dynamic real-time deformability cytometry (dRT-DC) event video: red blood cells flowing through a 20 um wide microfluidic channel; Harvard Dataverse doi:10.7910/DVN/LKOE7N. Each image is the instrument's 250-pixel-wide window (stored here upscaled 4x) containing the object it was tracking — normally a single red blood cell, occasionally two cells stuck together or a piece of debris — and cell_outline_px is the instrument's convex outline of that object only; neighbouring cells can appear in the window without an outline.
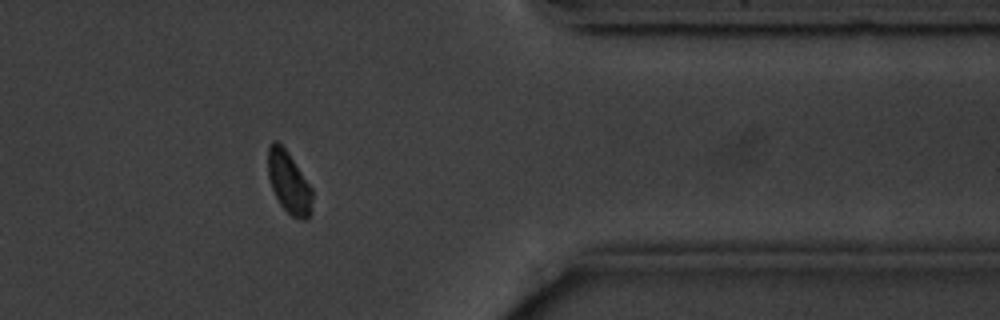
{"species": "common noctule bat (a hibernating species)", "species_latin": "Nyctalus noctula", "temperature_condition": "cold", "stored_images_in_passage": 15, "camera_frame_rate_fps": 3000, "um_per_image_px": 0.085, "animal": {"sex": "male", "body_mass_g": 20.1, "forearm_length_mm": 53.5}, "frame": {"image": 1, "passage_image": 13, "time_ms": 15.0, "image_size_px": [1000, 320], "cell_outline_px": [[312, 212], [308, 220], [300, 220], [292, 216], [280, 204], [272, 188], [268, 176], [268, 144], [272, 140], [276, 140], [288, 152], [312, 188]], "centroid_in_image_um": [24.56, 15.52], "position_along_channel_um": 386.8, "area_um2": 16.07}}
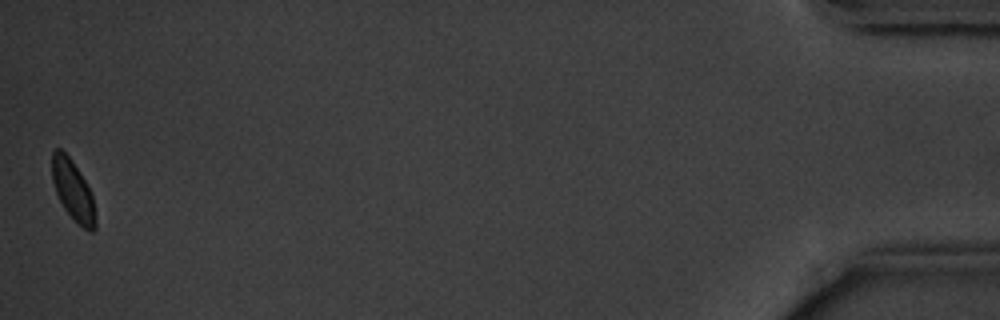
{"frame": {"image": 2, "passage_image": 15, "time_ms": 18.333, "image_size_px": [1000, 320], "cell_outline_px": [[96, 228], [92, 232], [88, 232], [76, 224], [64, 208], [56, 192], [52, 180], [52, 152], [56, 148], [60, 148], [72, 160], [84, 180], [92, 196], [96, 216]], "centroid_in_image_um": [6.21, 16.24], "position_along_channel_um": 429.0, "area_um2": 15.26}}